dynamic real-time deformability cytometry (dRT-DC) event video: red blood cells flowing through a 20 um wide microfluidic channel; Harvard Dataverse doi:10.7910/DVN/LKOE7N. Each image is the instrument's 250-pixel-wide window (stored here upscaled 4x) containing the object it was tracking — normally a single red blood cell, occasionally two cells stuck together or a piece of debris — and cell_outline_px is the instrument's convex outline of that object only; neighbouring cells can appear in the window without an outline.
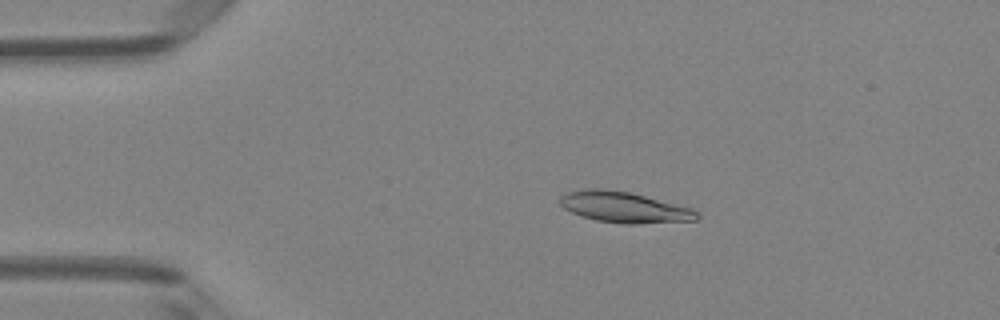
{"species": "Egyptian fruit bat (a non-hibernating species)", "species_latin": "Rousettus aegyptiacus", "temperature_condition": "room temperature", "stored_images_in_passage": 4, "camera_frame_rate_fps": 3000, "um_per_image_px": 0.085, "animal": {"sex": "female"}, "frame": {"image": 1, "passage_image": 3, "time_ms": 2.333, "image_size_px": [1000, 320], "cell_outline_px": [[700, 216], [696, 220], [640, 224], [624, 224], [596, 220], [580, 216], [564, 208], [560, 204], [560, 196], [568, 192], [588, 188], [604, 188], [628, 192], [692, 208], [700, 212]], "centroid_in_image_um": [53.06, 17.62], "position_along_channel_um": 31.9, "area_um2": 24.62}}